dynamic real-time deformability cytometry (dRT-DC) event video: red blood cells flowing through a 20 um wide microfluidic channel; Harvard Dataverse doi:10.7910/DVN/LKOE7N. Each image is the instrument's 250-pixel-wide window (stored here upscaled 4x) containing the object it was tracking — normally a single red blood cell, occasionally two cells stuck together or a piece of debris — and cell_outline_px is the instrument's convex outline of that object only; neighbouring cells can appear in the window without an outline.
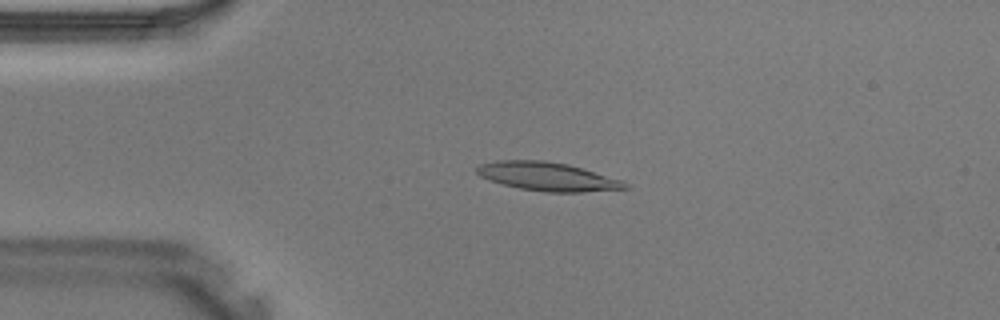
{"species": "Egyptian fruit bat (a non-hibernating species)", "species_latin": "Rousettus aegyptiacus", "temperature_condition": "warm", "stored_images_in_passage": 22, "camera_frame_rate_fps": 3000, "um_per_image_px": 0.085, "animal": {"sex": "male"}, "frame": {"image": 1, "passage_image": 9, "time_ms": 2.667, "image_size_px": [1000, 320], "cell_outline_px": [[628, 188], [580, 192], [548, 192], [520, 188], [488, 180], [480, 176], [476, 172], [476, 168], [480, 164], [500, 160], [544, 160], [568, 164], [624, 180], [628, 184]], "centroid_in_image_um": [46.55, 15.0], "position_along_channel_um": 38.5, "area_um2": 24.57}}
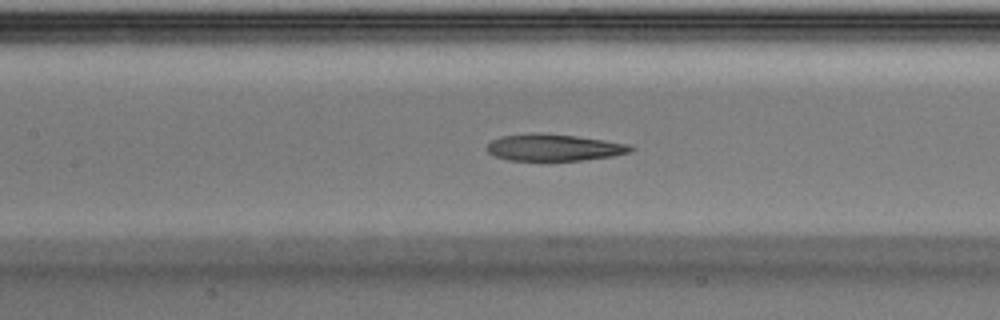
{"frame": {"image": 2, "passage_image": 18, "time_ms": 5.667, "image_size_px": [1000, 320], "cell_outline_px": [[636, 148], [632, 152], [612, 156], [584, 160], [508, 160], [496, 156], [488, 152], [488, 144], [492, 140], [500, 136], [540, 132], [576, 136], [632, 144]], "centroid_in_image_um": [47.15, 12.53], "position_along_channel_um": 160.3, "area_um2": 22.48}}
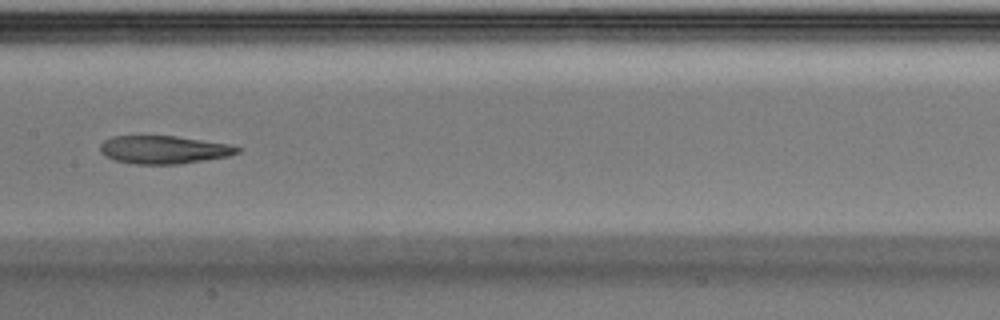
{"frame": {"image": 3, "passage_image": 20, "time_ms": 6.333, "image_size_px": [1000, 320], "cell_outline_px": [[244, 148], [240, 152], [228, 156], [180, 164], [136, 164], [116, 160], [104, 156], [100, 152], [100, 144], [104, 140], [112, 136], [176, 136], [232, 144]], "centroid_in_image_um": [13.96, 12.72], "position_along_channel_um": 193.4, "area_um2": 22.6}}